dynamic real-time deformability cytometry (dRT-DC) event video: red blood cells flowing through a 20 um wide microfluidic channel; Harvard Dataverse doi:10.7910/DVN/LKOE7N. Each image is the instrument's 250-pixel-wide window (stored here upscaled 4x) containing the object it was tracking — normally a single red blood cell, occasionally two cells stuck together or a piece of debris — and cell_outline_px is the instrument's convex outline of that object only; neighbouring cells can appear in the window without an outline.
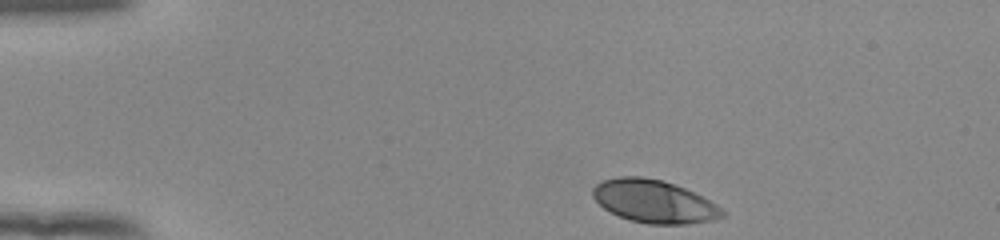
{"species": "human", "species_latin": "Homo sapiens", "temperature_condition": "room temperature", "stored_images_in_passage": 38, "camera_frame_rate_fps": 3000, "um_per_image_px": 0.085, "donor": {"sex": "female"}, "frame": {"image": 1, "passage_image": 1, "time_ms": 0.0, "image_size_px": [1000, 240], "cell_outline_px": [[728, 212], [724, 216], [712, 220], [688, 224], [648, 224], [632, 220], [620, 216], [604, 208], [592, 196], [592, 188], [600, 180], [616, 176], [640, 176], [664, 180], [684, 188], [716, 204]], "centroid_in_image_um": [55.58, 17.1], "position_along_channel_um": 29.4, "area_um2": 32.37}}
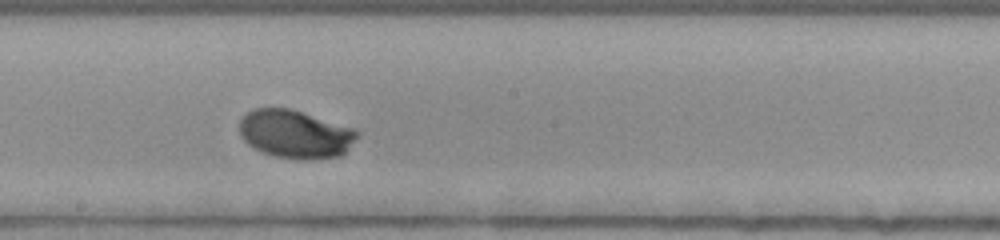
{"frame": {"image": 2, "passage_image": 22, "time_ms": 7.0, "image_size_px": [1000, 240], "cell_outline_px": [[360, 132], [344, 152], [340, 156], [304, 160], [276, 156], [264, 152], [248, 144], [240, 136], [240, 120], [252, 108], [288, 108], [356, 128]], "centroid_in_image_um": [25.1, 11.38], "position_along_channel_um": 223.1, "area_um2": 32.77}}
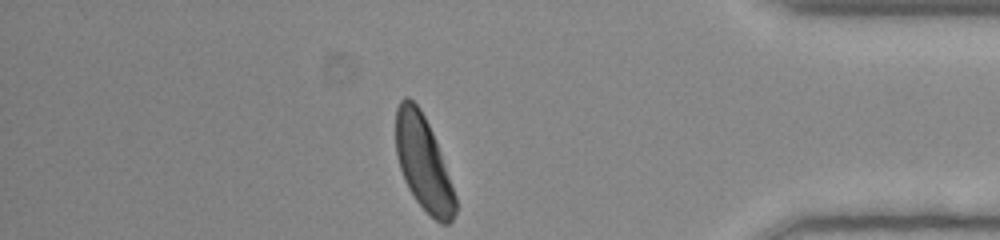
{"frame": {"image": 3, "passage_image": 38, "time_ms": 12.333, "image_size_px": [1000, 240], "cell_outline_px": [[456, 212], [452, 220], [448, 224], [440, 224], [416, 200], [408, 188], [404, 180], [400, 168], [396, 152], [396, 108], [400, 100], [404, 96], [408, 96], [420, 108], [432, 132], [440, 152], [456, 196]], "centroid_in_image_um": [35.97, 13.85], "position_along_channel_um": 399.2, "area_um2": 32.37}, "authors_computed_cell_mechanics": {"area_um2": 32.368, "velocity_mm_per_s": 3.8375, "shape_relaxation_time_tau1_ms": 3.0175, "shape_relaxation_time_tau2_ms": null, "deformation_change_tau1": 0.1719, "deformation_change_tau2": null}}